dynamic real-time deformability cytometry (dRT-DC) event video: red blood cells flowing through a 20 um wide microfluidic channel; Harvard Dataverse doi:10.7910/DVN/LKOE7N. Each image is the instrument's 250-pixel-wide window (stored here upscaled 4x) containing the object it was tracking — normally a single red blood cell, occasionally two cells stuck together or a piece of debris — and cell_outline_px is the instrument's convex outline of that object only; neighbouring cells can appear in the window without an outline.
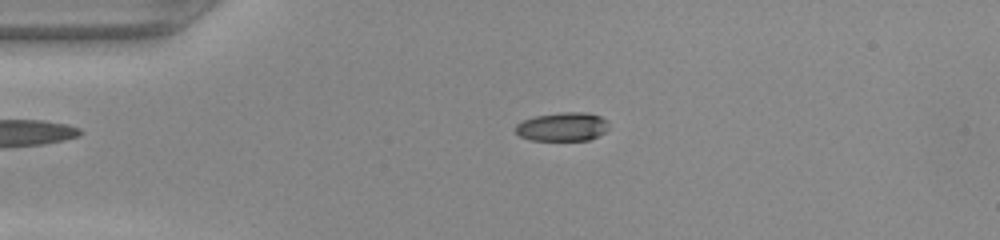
{"species": "common noctule bat (a hibernating species)", "species_latin": "Nyctalus noctula", "temperature_condition": "warm", "stored_images_in_passage": 49, "camera_frame_rate_fps": 3000, "um_per_image_px": 0.085, "animal": {"sex": "female", "body_mass_g": 22.0, "forearm_length_mm": 56.7}, "frame": {"image": 1, "passage_image": 11, "time_ms": 3.333, "image_size_px": [1000, 240], "cell_outline_px": [[608, 128], [604, 132], [588, 140], [532, 140], [520, 136], [512, 128], [516, 124], [524, 120], [536, 116], [560, 112], [584, 112], [600, 116], [608, 120]], "centroid_in_image_um": [47.79, 10.77], "position_along_channel_um": 37.2, "area_um2": 15.61}}
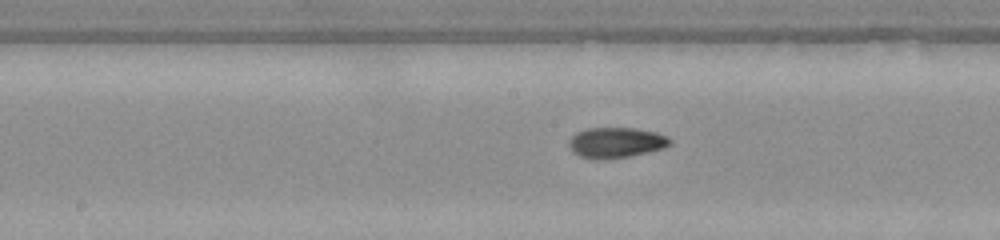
{"frame": {"image": 2, "passage_image": 25, "time_ms": 8.0, "image_size_px": [1000, 240], "cell_outline_px": [[672, 144], [664, 148], [628, 156], [580, 156], [568, 144], [568, 140], [576, 132], [588, 128], [636, 128], [656, 132], [668, 136], [672, 140]], "centroid_in_image_um": [52.44, 12.05], "position_along_channel_um": 195.8, "area_um2": 17.17}}
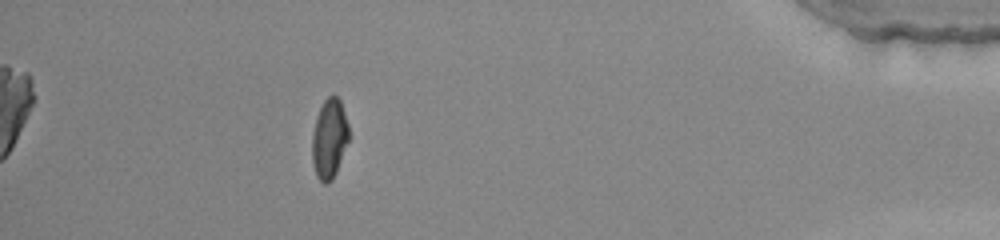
{"frame": {"image": 3, "passage_image": 44, "time_ms": 14.333, "image_size_px": [1000, 240], "cell_outline_px": [[348, 140], [336, 172], [332, 180], [328, 184], [324, 184], [316, 176], [312, 164], [312, 136], [316, 120], [320, 108], [324, 100], [328, 96], [336, 96], [340, 100], [348, 124]], "centroid_in_image_um": [27.98, 11.82], "position_along_channel_um": 407.2, "area_um2": 16.82}}